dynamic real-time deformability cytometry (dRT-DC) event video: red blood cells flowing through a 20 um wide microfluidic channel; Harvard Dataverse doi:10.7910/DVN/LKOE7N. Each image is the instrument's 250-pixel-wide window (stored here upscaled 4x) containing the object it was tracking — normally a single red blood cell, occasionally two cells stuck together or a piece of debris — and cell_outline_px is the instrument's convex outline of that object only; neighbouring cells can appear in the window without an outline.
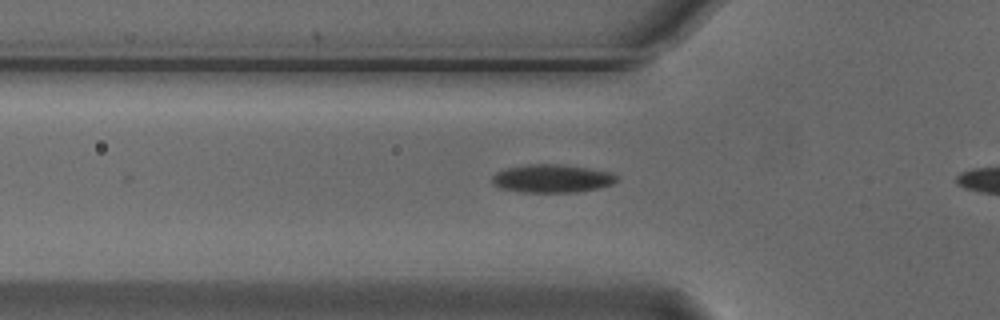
{"species": "Egyptian fruit bat (a non-hibernating species)", "species_latin": "Rousettus aegyptiacus", "temperature_condition": "cold", "stored_images_in_passage": 5, "camera_frame_rate_fps": 3000, "um_per_image_px": 0.085, "animal": {"sex": "male"}, "frame": {"image": 1, "passage_image": 5, "time_ms": 1.333, "image_size_px": [1000, 320], "cell_outline_px": [[616, 180], [612, 184], [600, 188], [576, 192], [520, 192], [500, 188], [492, 184], [492, 176], [496, 172], [508, 168], [532, 164], [560, 164], [588, 168], [612, 172], [616, 176]], "centroid_in_image_um": [46.91, 15.18], "position_along_channel_um": 78.9, "area_um2": 20.4}}